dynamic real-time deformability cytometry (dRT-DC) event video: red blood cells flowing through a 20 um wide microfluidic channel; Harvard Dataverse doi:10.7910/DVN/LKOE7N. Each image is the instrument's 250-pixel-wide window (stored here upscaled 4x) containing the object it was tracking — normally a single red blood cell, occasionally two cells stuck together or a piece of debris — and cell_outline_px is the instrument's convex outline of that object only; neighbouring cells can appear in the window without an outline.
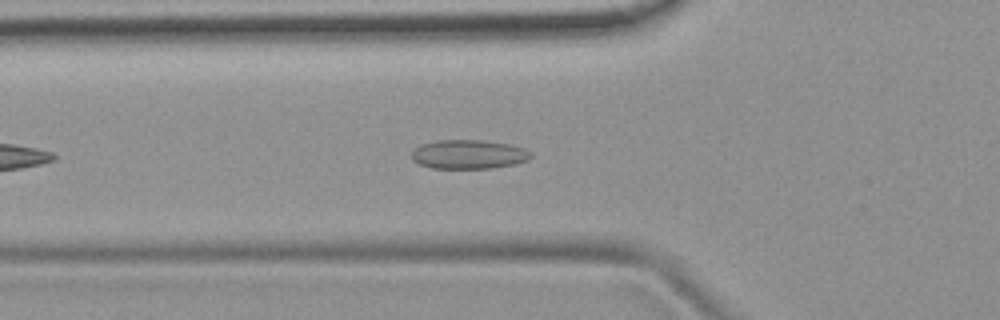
{"species": "common noctule bat (a hibernating species)", "species_latin": "Nyctalus noctula", "temperature_condition": "room temperature", "stored_images_in_passage": 20, "camera_frame_rate_fps": 3000, "um_per_image_px": 0.085, "animal": {"sex": "female", "body_mass_g": 19.9}, "frame": {"image": 1, "passage_image": 7, "time_ms": 2.0, "image_size_px": [1000, 320], "cell_outline_px": [[532, 156], [528, 160], [516, 164], [492, 168], [432, 168], [420, 164], [412, 160], [412, 152], [420, 144], [436, 140], [484, 140], [508, 144], [524, 148], [532, 152]], "centroid_in_image_um": [39.85, 13.11], "position_along_channel_um": 85.9, "area_um2": 20.29}}
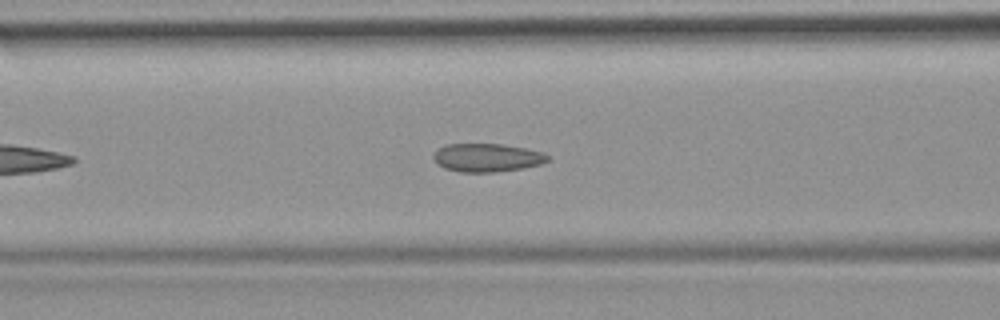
{"frame": {"image": 2, "passage_image": 10, "time_ms": 3.0, "image_size_px": [1000, 320], "cell_outline_px": [[548, 160], [540, 164], [524, 168], [496, 172], [460, 172], [444, 168], [436, 164], [432, 156], [440, 148], [448, 144], [504, 144], [544, 152], [548, 156]], "centroid_in_image_um": [41.39, 13.4], "position_along_channel_um": 125.2, "area_um2": 18.84}}
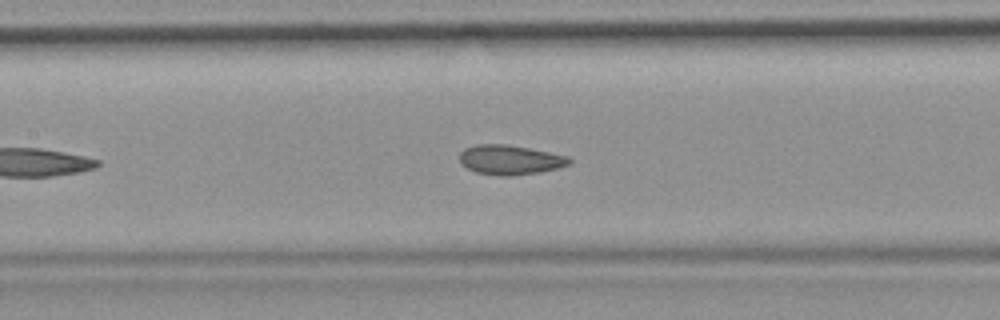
{"frame": {"image": 3, "passage_image": 13, "time_ms": 4.0, "image_size_px": [1000, 320], "cell_outline_px": [[572, 164], [560, 168], [540, 172], [508, 176], [500, 176], [476, 172], [460, 164], [460, 152], [464, 148], [476, 144], [504, 144], [528, 148], [568, 156], [572, 160]], "centroid_in_image_um": [43.36, 13.59], "position_along_channel_um": 164.0, "area_um2": 19.02}}